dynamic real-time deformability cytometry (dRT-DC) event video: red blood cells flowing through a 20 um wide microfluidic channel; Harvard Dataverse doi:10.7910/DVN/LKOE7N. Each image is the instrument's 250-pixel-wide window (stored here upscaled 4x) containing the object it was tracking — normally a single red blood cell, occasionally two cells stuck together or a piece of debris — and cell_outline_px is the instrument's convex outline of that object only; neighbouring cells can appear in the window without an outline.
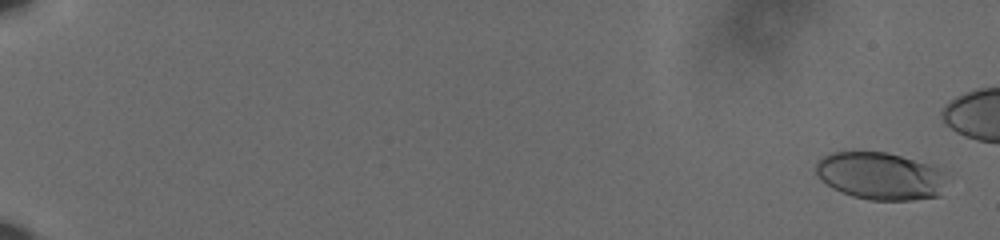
{"species": "human", "species_latin": "Homo sapiens", "temperature_condition": "cold", "stored_images_in_passage": 57, "camera_frame_rate_fps": 3000, "um_per_image_px": 0.085, "donor": {"sex": "male"}, "frame": {"image": 1, "passage_image": 3, "time_ms": 0.667, "image_size_px": [1000, 240], "cell_outline_px": [[944, 172], [940, 196], [912, 200], [868, 200], [852, 196], [840, 192], [832, 188], [820, 180], [816, 172], [816, 164], [824, 156], [832, 152], [888, 152], [928, 164], [940, 168]], "centroid_in_image_um": [74.79, 14.96], "position_along_channel_um": 10.2, "area_um2": 36.07}}
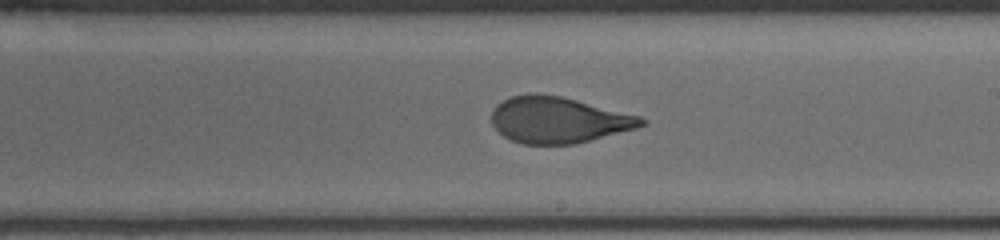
{"frame": {"image": 2, "passage_image": 40, "time_ms": 13.0, "image_size_px": [1000, 240], "cell_outline_px": [[648, 124], [636, 128], [576, 144], [520, 144], [504, 136], [492, 124], [492, 112], [496, 104], [512, 96], [528, 92], [536, 92], [560, 96], [640, 116], [648, 120]], "centroid_in_image_um": [47.46, 10.19], "position_along_channel_um": 241.5, "area_um2": 40.34}}
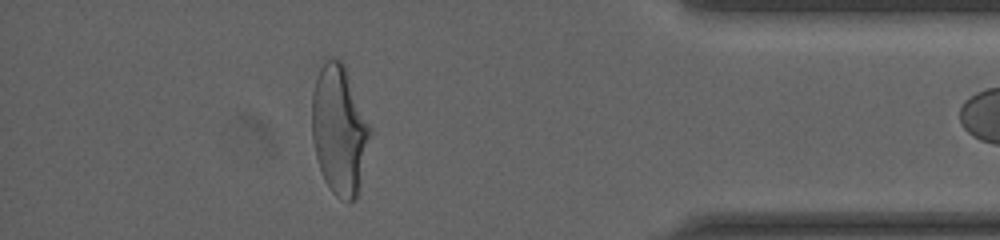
{"frame": {"image": 3, "passage_image": 56, "time_ms": 18.333, "image_size_px": [1000, 240], "cell_outline_px": [[372, 132], [356, 196], [352, 200], [348, 200], [336, 196], [332, 192], [324, 180], [316, 156], [312, 140], [312, 92], [324, 56], [332, 56], [340, 60], [344, 64], [372, 128]], "centroid_in_image_um": [28.83, 10.96], "position_along_channel_um": 406.4, "area_um2": 43.75}}